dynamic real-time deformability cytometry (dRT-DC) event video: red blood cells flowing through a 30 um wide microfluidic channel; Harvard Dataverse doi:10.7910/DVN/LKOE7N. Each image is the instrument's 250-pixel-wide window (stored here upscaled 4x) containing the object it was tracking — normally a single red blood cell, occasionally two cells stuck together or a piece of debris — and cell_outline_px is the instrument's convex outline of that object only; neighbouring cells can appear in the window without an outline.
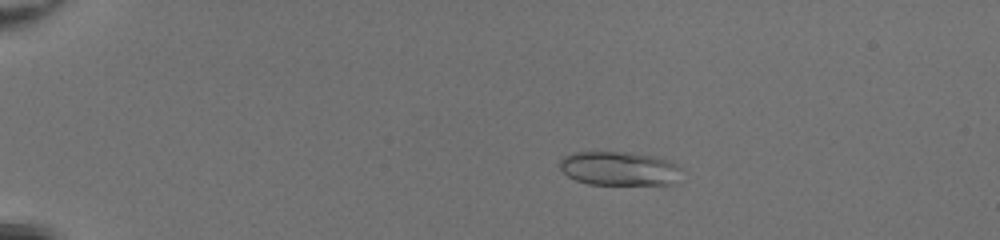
{"species": "common noctule bat (a hibernating species)", "species_latin": "Nyctalus noctula", "temperature_condition": "room temperature", "stored_images_in_passage": 51, "camera_frame_rate_fps": 3000, "um_per_image_px": 0.085, "animal": {"sex": "female", "body_mass_g": 20.0, "forearm_length_mm": 54.0}, "frame": {"image": 1, "passage_image": 12, "time_ms": 3.667, "image_size_px": [1000, 240], "cell_outline_px": [[680, 168], [672, 184], [588, 184], [576, 180], [568, 176], [560, 168], [560, 160], [564, 156], [572, 152], [632, 152], [652, 156], [668, 160], [676, 164]], "centroid_in_image_um": [52.57, 14.31], "position_along_channel_um": 32.4, "area_um2": 23.81}}
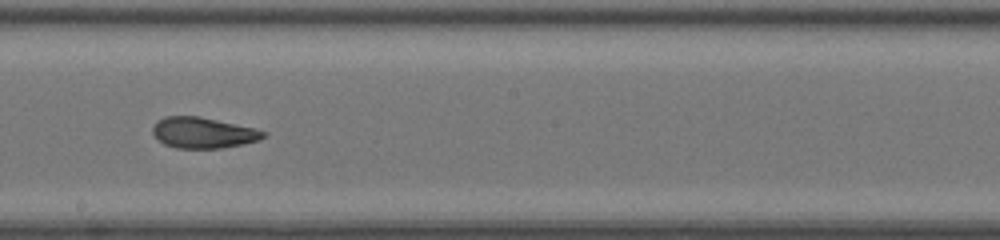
{"frame": {"image": 2, "passage_image": 32, "time_ms": 10.333, "image_size_px": [1000, 240], "cell_outline_px": [[268, 132], [260, 140], [220, 148], [176, 148], [164, 144], [152, 132], [152, 128], [156, 120], [164, 116], [200, 116], [256, 128]], "centroid_in_image_um": [17.26, 11.27], "position_along_channel_um": 230.9, "area_um2": 19.94}}
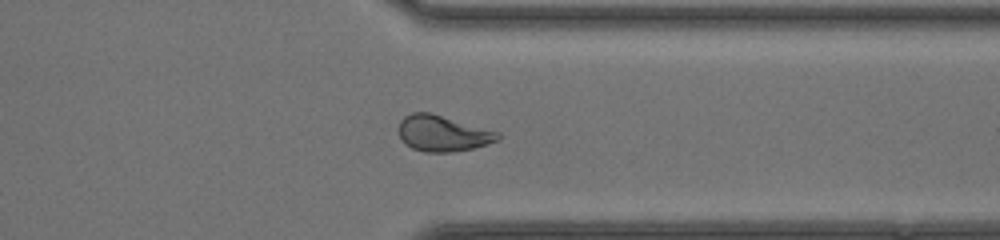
{"frame": {"image": 3, "passage_image": 42, "time_ms": 13.667, "image_size_px": [1000, 240], "cell_outline_px": [[500, 140], [488, 144], [472, 148], [452, 152], [424, 152], [412, 148], [400, 136], [400, 120], [404, 116], [412, 112], [432, 112], [500, 132]], "centroid_in_image_um": [37.68, 11.32], "position_along_channel_um": 373.7, "area_um2": 20.81}, "authors_computed_cell_mechanics": {"area_um2": 21.9062, "velocity_mm_per_s": 4.2923, "shape_relaxation_time_tau1_ms": 7.6857, "shape_relaxation_time_tau2_ms": 1.1429, "deformation_change_tau1": 0.1941, "deformation_change_tau2": 0.0674}}